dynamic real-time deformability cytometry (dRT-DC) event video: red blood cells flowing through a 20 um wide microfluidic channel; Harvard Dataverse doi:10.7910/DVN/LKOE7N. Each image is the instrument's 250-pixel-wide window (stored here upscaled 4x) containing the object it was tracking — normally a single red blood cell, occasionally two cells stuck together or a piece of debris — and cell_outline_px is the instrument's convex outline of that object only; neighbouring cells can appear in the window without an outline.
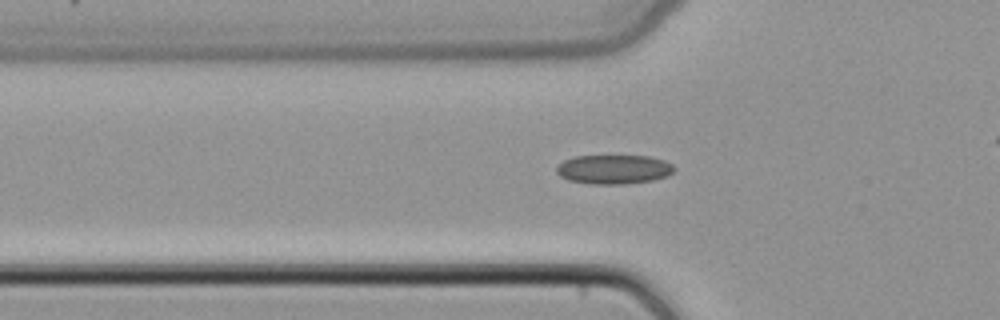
{"species": "common noctule bat (a hibernating species)", "species_latin": "Nyctalus noctula", "temperature_condition": "cold", "stored_images_in_passage": 35, "camera_frame_rate_fps": 3000, "um_per_image_px": 0.085, "animal": {"sex": "female", "body_mass_g": 22.7, "forearm_length_mm": 54.2}, "frame": {"image": 1, "passage_image": 9, "time_ms": 2.667, "image_size_px": [1000, 320], "cell_outline_px": [[676, 168], [668, 176], [652, 180], [624, 184], [592, 184], [568, 180], [560, 176], [556, 172], [556, 168], [564, 160], [572, 156], [648, 156], [664, 160], [672, 164]], "centroid_in_image_um": [52.17, 14.39], "position_along_channel_um": 73.6, "area_um2": 20.06}}
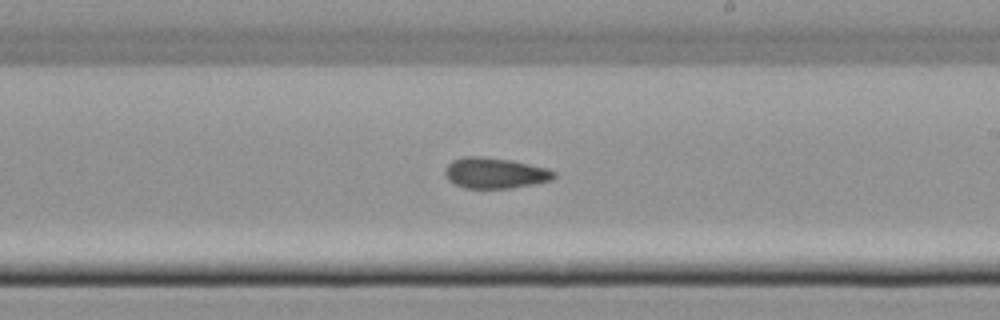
{"frame": {"image": 2, "passage_image": 21, "time_ms": 6.667, "image_size_px": [1000, 320], "cell_outline_px": [[556, 176], [552, 180], [512, 188], [464, 188], [448, 180], [444, 172], [444, 168], [452, 160], [464, 156], [484, 156], [512, 160], [548, 168], [556, 172]], "centroid_in_image_um": [42.07, 14.69], "position_along_channel_um": 246.9, "area_um2": 19.71}}
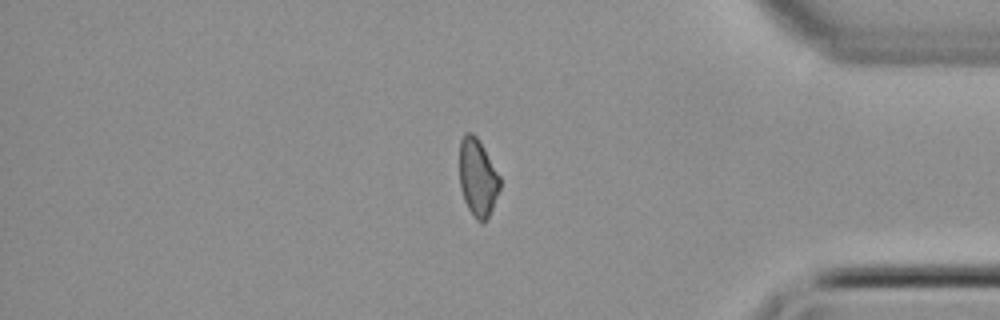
{"frame": {"image": 3, "passage_image": 33, "time_ms": 10.667, "image_size_px": [1000, 320], "cell_outline_px": [[500, 188], [492, 208], [488, 216], [480, 224], [472, 216], [464, 200], [460, 188], [460, 140], [464, 132], [472, 132], [476, 136], [484, 148], [500, 176]], "centroid_in_image_um": [40.59, 15.09], "position_along_channel_um": 394.6, "area_um2": 18.26}}